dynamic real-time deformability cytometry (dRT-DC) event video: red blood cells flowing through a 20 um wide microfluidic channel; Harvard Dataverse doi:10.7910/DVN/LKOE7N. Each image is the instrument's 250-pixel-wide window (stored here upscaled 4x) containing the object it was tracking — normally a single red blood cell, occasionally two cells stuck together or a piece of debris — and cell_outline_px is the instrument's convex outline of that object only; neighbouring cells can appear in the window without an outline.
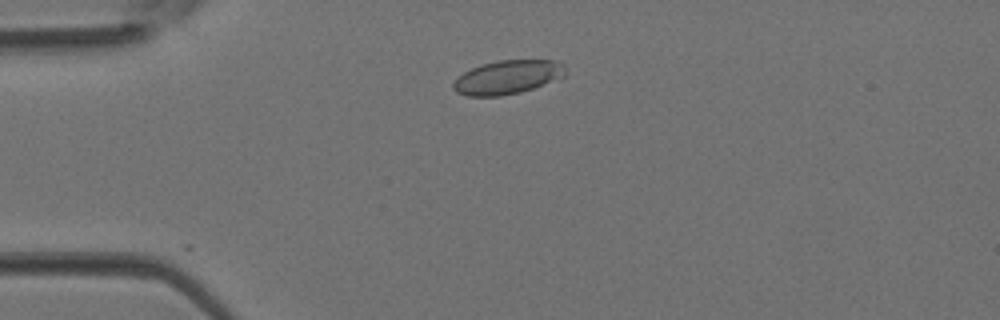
{"species": "Egyptian fruit bat (a non-hibernating species)", "species_latin": "Rousettus aegyptiacus", "temperature_condition": "room temperature", "stored_images_in_passage": 2, "camera_frame_rate_fps": 3000, "um_per_image_px": 0.085, "animal": {"sex": "female"}, "frame": {"image": 1, "passage_image": 1, "time_ms": 0.0, "image_size_px": [1000, 320], "cell_outline_px": [[564, 76], [536, 88], [520, 92], [500, 96], [468, 96], [456, 92], [452, 88], [452, 84], [464, 72], [480, 64], [496, 60], [560, 60], [564, 64]], "centroid_in_image_um": [43.15, 6.56], "position_along_channel_um": 41.8, "area_um2": 22.2}}